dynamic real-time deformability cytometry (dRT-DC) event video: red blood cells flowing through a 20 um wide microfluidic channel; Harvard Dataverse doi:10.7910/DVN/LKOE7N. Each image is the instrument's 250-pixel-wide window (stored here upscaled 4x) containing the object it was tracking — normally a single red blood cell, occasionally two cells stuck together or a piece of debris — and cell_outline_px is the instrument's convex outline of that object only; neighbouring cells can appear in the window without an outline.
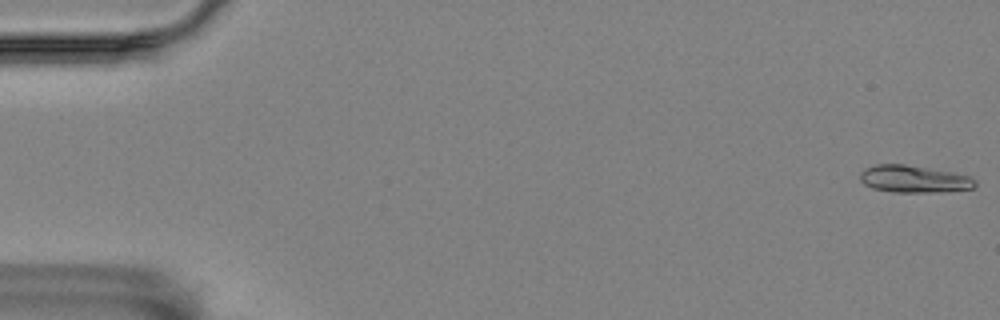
{"species": "Egyptian fruit bat (a non-hibernating species)", "species_latin": "Rousettus aegyptiacus", "temperature_condition": "room temperature", "stored_images_in_passage": 5, "camera_frame_rate_fps": 3000, "um_per_image_px": 0.085, "animal": {"sex": "female"}, "frame": {"image": 1, "passage_image": 1, "time_ms": 0.0, "image_size_px": [1000, 320], "cell_outline_px": [[976, 184], [972, 188], [932, 192], [892, 192], [872, 188], [864, 184], [860, 180], [860, 172], [864, 168], [876, 164], [904, 164], [952, 172], [968, 176], [976, 180]], "centroid_in_image_um": [77.62, 15.21], "position_along_channel_um": 7.4, "area_um2": 18.09}}
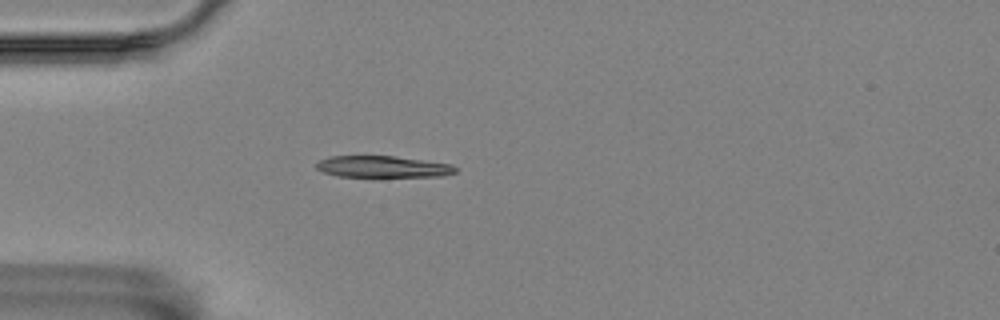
{"frame": {"image": 2, "passage_image": 5, "time_ms": 1.333, "image_size_px": [1000, 320], "cell_outline_px": [[456, 172], [444, 176], [336, 176], [324, 172], [316, 168], [316, 164], [320, 160], [332, 156], [392, 156], [452, 164], [456, 168]], "centroid_in_image_um": [32.54, 14.17], "position_along_channel_um": 52.5, "area_um2": 17.17}}